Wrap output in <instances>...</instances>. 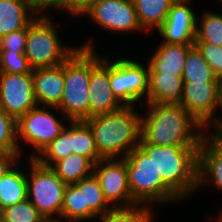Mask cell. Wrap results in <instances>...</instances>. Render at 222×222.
<instances>
[{
    "mask_svg": "<svg viewBox=\"0 0 222 222\" xmlns=\"http://www.w3.org/2000/svg\"><path fill=\"white\" fill-rule=\"evenodd\" d=\"M147 106L148 115L141 117L139 144L200 145L208 133L182 105L147 103Z\"/></svg>",
    "mask_w": 222,
    "mask_h": 222,
    "instance_id": "6da1fadb",
    "label": "cell"
},
{
    "mask_svg": "<svg viewBox=\"0 0 222 222\" xmlns=\"http://www.w3.org/2000/svg\"><path fill=\"white\" fill-rule=\"evenodd\" d=\"M141 115L133 106L89 117L96 148L103 159L125 158L141 140ZM124 153V154H123Z\"/></svg>",
    "mask_w": 222,
    "mask_h": 222,
    "instance_id": "7a4b0ae2",
    "label": "cell"
},
{
    "mask_svg": "<svg viewBox=\"0 0 222 222\" xmlns=\"http://www.w3.org/2000/svg\"><path fill=\"white\" fill-rule=\"evenodd\" d=\"M139 146L153 159L162 180L181 199L198 188L199 145Z\"/></svg>",
    "mask_w": 222,
    "mask_h": 222,
    "instance_id": "3957f363",
    "label": "cell"
},
{
    "mask_svg": "<svg viewBox=\"0 0 222 222\" xmlns=\"http://www.w3.org/2000/svg\"><path fill=\"white\" fill-rule=\"evenodd\" d=\"M91 49L78 48L64 62V92L56 109L68 121H85L89 118V79Z\"/></svg>",
    "mask_w": 222,
    "mask_h": 222,
    "instance_id": "277c9868",
    "label": "cell"
},
{
    "mask_svg": "<svg viewBox=\"0 0 222 222\" xmlns=\"http://www.w3.org/2000/svg\"><path fill=\"white\" fill-rule=\"evenodd\" d=\"M125 162L129 189L137 205L148 206L150 202L164 204L182 200L162 180L156 171L153 159L139 145L125 157Z\"/></svg>",
    "mask_w": 222,
    "mask_h": 222,
    "instance_id": "5b68a950",
    "label": "cell"
},
{
    "mask_svg": "<svg viewBox=\"0 0 222 222\" xmlns=\"http://www.w3.org/2000/svg\"><path fill=\"white\" fill-rule=\"evenodd\" d=\"M52 20L43 12L27 26L24 54L33 70L62 65L79 48L66 47L60 42Z\"/></svg>",
    "mask_w": 222,
    "mask_h": 222,
    "instance_id": "8992f818",
    "label": "cell"
},
{
    "mask_svg": "<svg viewBox=\"0 0 222 222\" xmlns=\"http://www.w3.org/2000/svg\"><path fill=\"white\" fill-rule=\"evenodd\" d=\"M27 175V198L48 222H60L66 184L50 168L31 158ZM53 215L55 217H53ZM60 218V220H59Z\"/></svg>",
    "mask_w": 222,
    "mask_h": 222,
    "instance_id": "52a82bcc",
    "label": "cell"
},
{
    "mask_svg": "<svg viewBox=\"0 0 222 222\" xmlns=\"http://www.w3.org/2000/svg\"><path fill=\"white\" fill-rule=\"evenodd\" d=\"M149 66L128 59L110 61V87L124 106H133L148 92Z\"/></svg>",
    "mask_w": 222,
    "mask_h": 222,
    "instance_id": "ba28073f",
    "label": "cell"
},
{
    "mask_svg": "<svg viewBox=\"0 0 222 222\" xmlns=\"http://www.w3.org/2000/svg\"><path fill=\"white\" fill-rule=\"evenodd\" d=\"M91 49V73L89 79V117L121 109L124 105L110 87V60L94 52L91 42L80 46Z\"/></svg>",
    "mask_w": 222,
    "mask_h": 222,
    "instance_id": "9c48e42d",
    "label": "cell"
},
{
    "mask_svg": "<svg viewBox=\"0 0 222 222\" xmlns=\"http://www.w3.org/2000/svg\"><path fill=\"white\" fill-rule=\"evenodd\" d=\"M93 174L100 183L105 200L112 208L137 205L129 189L125 158L102 159L94 165Z\"/></svg>",
    "mask_w": 222,
    "mask_h": 222,
    "instance_id": "30bf717a",
    "label": "cell"
},
{
    "mask_svg": "<svg viewBox=\"0 0 222 222\" xmlns=\"http://www.w3.org/2000/svg\"><path fill=\"white\" fill-rule=\"evenodd\" d=\"M44 108L37 105L17 120V138L29 142L38 154L66 127Z\"/></svg>",
    "mask_w": 222,
    "mask_h": 222,
    "instance_id": "8fae6325",
    "label": "cell"
},
{
    "mask_svg": "<svg viewBox=\"0 0 222 222\" xmlns=\"http://www.w3.org/2000/svg\"><path fill=\"white\" fill-rule=\"evenodd\" d=\"M82 14L113 32L142 31L133 0H97Z\"/></svg>",
    "mask_w": 222,
    "mask_h": 222,
    "instance_id": "7c38bea8",
    "label": "cell"
},
{
    "mask_svg": "<svg viewBox=\"0 0 222 222\" xmlns=\"http://www.w3.org/2000/svg\"><path fill=\"white\" fill-rule=\"evenodd\" d=\"M32 73H0V108L18 120L37 106Z\"/></svg>",
    "mask_w": 222,
    "mask_h": 222,
    "instance_id": "4fadbf2b",
    "label": "cell"
},
{
    "mask_svg": "<svg viewBox=\"0 0 222 222\" xmlns=\"http://www.w3.org/2000/svg\"><path fill=\"white\" fill-rule=\"evenodd\" d=\"M179 105H182L206 129L212 124V120L214 122L219 120L215 115L216 108L221 107L218 83H183Z\"/></svg>",
    "mask_w": 222,
    "mask_h": 222,
    "instance_id": "5bb4252c",
    "label": "cell"
},
{
    "mask_svg": "<svg viewBox=\"0 0 222 222\" xmlns=\"http://www.w3.org/2000/svg\"><path fill=\"white\" fill-rule=\"evenodd\" d=\"M188 0H176L163 25L157 30L168 44H194L196 13L187 6Z\"/></svg>",
    "mask_w": 222,
    "mask_h": 222,
    "instance_id": "9a60e30c",
    "label": "cell"
},
{
    "mask_svg": "<svg viewBox=\"0 0 222 222\" xmlns=\"http://www.w3.org/2000/svg\"><path fill=\"white\" fill-rule=\"evenodd\" d=\"M32 77L37 104L49 110L56 109L64 92V63L55 67L34 69Z\"/></svg>",
    "mask_w": 222,
    "mask_h": 222,
    "instance_id": "2e32d148",
    "label": "cell"
},
{
    "mask_svg": "<svg viewBox=\"0 0 222 222\" xmlns=\"http://www.w3.org/2000/svg\"><path fill=\"white\" fill-rule=\"evenodd\" d=\"M39 13L32 0H0V38L26 28Z\"/></svg>",
    "mask_w": 222,
    "mask_h": 222,
    "instance_id": "e0dca14e",
    "label": "cell"
},
{
    "mask_svg": "<svg viewBox=\"0 0 222 222\" xmlns=\"http://www.w3.org/2000/svg\"><path fill=\"white\" fill-rule=\"evenodd\" d=\"M193 45L162 42L148 61L149 73L183 76L186 56Z\"/></svg>",
    "mask_w": 222,
    "mask_h": 222,
    "instance_id": "ac0fdd59",
    "label": "cell"
},
{
    "mask_svg": "<svg viewBox=\"0 0 222 222\" xmlns=\"http://www.w3.org/2000/svg\"><path fill=\"white\" fill-rule=\"evenodd\" d=\"M182 76L149 73L147 103L180 104Z\"/></svg>",
    "mask_w": 222,
    "mask_h": 222,
    "instance_id": "d6986e66",
    "label": "cell"
},
{
    "mask_svg": "<svg viewBox=\"0 0 222 222\" xmlns=\"http://www.w3.org/2000/svg\"><path fill=\"white\" fill-rule=\"evenodd\" d=\"M222 191V151L204 137L198 153V187L210 182Z\"/></svg>",
    "mask_w": 222,
    "mask_h": 222,
    "instance_id": "ffe728a7",
    "label": "cell"
},
{
    "mask_svg": "<svg viewBox=\"0 0 222 222\" xmlns=\"http://www.w3.org/2000/svg\"><path fill=\"white\" fill-rule=\"evenodd\" d=\"M94 165L95 163L90 158L72 153L56 161L50 168L66 185H73L93 175Z\"/></svg>",
    "mask_w": 222,
    "mask_h": 222,
    "instance_id": "44dd1931",
    "label": "cell"
},
{
    "mask_svg": "<svg viewBox=\"0 0 222 222\" xmlns=\"http://www.w3.org/2000/svg\"><path fill=\"white\" fill-rule=\"evenodd\" d=\"M15 167L0 178V211L27 199V174Z\"/></svg>",
    "mask_w": 222,
    "mask_h": 222,
    "instance_id": "7402d4cb",
    "label": "cell"
},
{
    "mask_svg": "<svg viewBox=\"0 0 222 222\" xmlns=\"http://www.w3.org/2000/svg\"><path fill=\"white\" fill-rule=\"evenodd\" d=\"M176 0H133L137 18L144 30L156 27L158 30Z\"/></svg>",
    "mask_w": 222,
    "mask_h": 222,
    "instance_id": "603a6c76",
    "label": "cell"
},
{
    "mask_svg": "<svg viewBox=\"0 0 222 222\" xmlns=\"http://www.w3.org/2000/svg\"><path fill=\"white\" fill-rule=\"evenodd\" d=\"M183 69L184 83H217V76L195 45L188 50Z\"/></svg>",
    "mask_w": 222,
    "mask_h": 222,
    "instance_id": "cb8c5ba5",
    "label": "cell"
},
{
    "mask_svg": "<svg viewBox=\"0 0 222 222\" xmlns=\"http://www.w3.org/2000/svg\"><path fill=\"white\" fill-rule=\"evenodd\" d=\"M95 217L97 215L89 207H84L83 189H78L74 184L67 185L61 210L62 220L65 218L67 222H82Z\"/></svg>",
    "mask_w": 222,
    "mask_h": 222,
    "instance_id": "d4e9b609",
    "label": "cell"
},
{
    "mask_svg": "<svg viewBox=\"0 0 222 222\" xmlns=\"http://www.w3.org/2000/svg\"><path fill=\"white\" fill-rule=\"evenodd\" d=\"M72 153V121H69L67 129L65 127L51 143L42 149L40 154L33 153L30 158L35 159L43 166L51 167L52 163L54 164Z\"/></svg>",
    "mask_w": 222,
    "mask_h": 222,
    "instance_id": "484cf974",
    "label": "cell"
},
{
    "mask_svg": "<svg viewBox=\"0 0 222 222\" xmlns=\"http://www.w3.org/2000/svg\"><path fill=\"white\" fill-rule=\"evenodd\" d=\"M72 152L90 158L95 164L102 160L90 126L85 121H72Z\"/></svg>",
    "mask_w": 222,
    "mask_h": 222,
    "instance_id": "4316f807",
    "label": "cell"
},
{
    "mask_svg": "<svg viewBox=\"0 0 222 222\" xmlns=\"http://www.w3.org/2000/svg\"><path fill=\"white\" fill-rule=\"evenodd\" d=\"M194 43H207L222 46V15L206 11L203 13L200 24H196Z\"/></svg>",
    "mask_w": 222,
    "mask_h": 222,
    "instance_id": "83f0119b",
    "label": "cell"
},
{
    "mask_svg": "<svg viewBox=\"0 0 222 222\" xmlns=\"http://www.w3.org/2000/svg\"><path fill=\"white\" fill-rule=\"evenodd\" d=\"M74 185L78 189H83L84 207H89L97 216H102L112 209L105 200L100 183L94 174Z\"/></svg>",
    "mask_w": 222,
    "mask_h": 222,
    "instance_id": "f1b7e54d",
    "label": "cell"
},
{
    "mask_svg": "<svg viewBox=\"0 0 222 222\" xmlns=\"http://www.w3.org/2000/svg\"><path fill=\"white\" fill-rule=\"evenodd\" d=\"M0 222H48L37 208L25 199L0 211Z\"/></svg>",
    "mask_w": 222,
    "mask_h": 222,
    "instance_id": "f546056e",
    "label": "cell"
},
{
    "mask_svg": "<svg viewBox=\"0 0 222 222\" xmlns=\"http://www.w3.org/2000/svg\"><path fill=\"white\" fill-rule=\"evenodd\" d=\"M149 206L135 205L129 208H112L100 218L102 222H152Z\"/></svg>",
    "mask_w": 222,
    "mask_h": 222,
    "instance_id": "4dcf8cb0",
    "label": "cell"
},
{
    "mask_svg": "<svg viewBox=\"0 0 222 222\" xmlns=\"http://www.w3.org/2000/svg\"><path fill=\"white\" fill-rule=\"evenodd\" d=\"M17 138V120L0 108V146L7 153H20Z\"/></svg>",
    "mask_w": 222,
    "mask_h": 222,
    "instance_id": "1f68e13d",
    "label": "cell"
},
{
    "mask_svg": "<svg viewBox=\"0 0 222 222\" xmlns=\"http://www.w3.org/2000/svg\"><path fill=\"white\" fill-rule=\"evenodd\" d=\"M32 71L24 52L0 51V73L25 74Z\"/></svg>",
    "mask_w": 222,
    "mask_h": 222,
    "instance_id": "d6a6232c",
    "label": "cell"
},
{
    "mask_svg": "<svg viewBox=\"0 0 222 222\" xmlns=\"http://www.w3.org/2000/svg\"><path fill=\"white\" fill-rule=\"evenodd\" d=\"M217 77L222 75V46L194 43Z\"/></svg>",
    "mask_w": 222,
    "mask_h": 222,
    "instance_id": "836d02e7",
    "label": "cell"
},
{
    "mask_svg": "<svg viewBox=\"0 0 222 222\" xmlns=\"http://www.w3.org/2000/svg\"><path fill=\"white\" fill-rule=\"evenodd\" d=\"M27 42V27L13 31L0 38V51L24 52Z\"/></svg>",
    "mask_w": 222,
    "mask_h": 222,
    "instance_id": "e575fe53",
    "label": "cell"
},
{
    "mask_svg": "<svg viewBox=\"0 0 222 222\" xmlns=\"http://www.w3.org/2000/svg\"><path fill=\"white\" fill-rule=\"evenodd\" d=\"M97 0H62L56 7L66 10L72 16H81Z\"/></svg>",
    "mask_w": 222,
    "mask_h": 222,
    "instance_id": "d590c367",
    "label": "cell"
},
{
    "mask_svg": "<svg viewBox=\"0 0 222 222\" xmlns=\"http://www.w3.org/2000/svg\"><path fill=\"white\" fill-rule=\"evenodd\" d=\"M20 153H6L0 158V178L4 176L16 162H19Z\"/></svg>",
    "mask_w": 222,
    "mask_h": 222,
    "instance_id": "8d00e7d4",
    "label": "cell"
},
{
    "mask_svg": "<svg viewBox=\"0 0 222 222\" xmlns=\"http://www.w3.org/2000/svg\"><path fill=\"white\" fill-rule=\"evenodd\" d=\"M215 123V124H214ZM213 125L216 127L215 131L211 136H207L208 139L219 149L222 151V120L219 119L218 121L214 122ZM211 137V138H210Z\"/></svg>",
    "mask_w": 222,
    "mask_h": 222,
    "instance_id": "74e56055",
    "label": "cell"
},
{
    "mask_svg": "<svg viewBox=\"0 0 222 222\" xmlns=\"http://www.w3.org/2000/svg\"><path fill=\"white\" fill-rule=\"evenodd\" d=\"M62 0H32V2L43 12L49 9V7H54L61 2ZM45 9V10H44Z\"/></svg>",
    "mask_w": 222,
    "mask_h": 222,
    "instance_id": "f35d334b",
    "label": "cell"
},
{
    "mask_svg": "<svg viewBox=\"0 0 222 222\" xmlns=\"http://www.w3.org/2000/svg\"><path fill=\"white\" fill-rule=\"evenodd\" d=\"M217 83H218V97H219V103L222 108V75L220 77H217Z\"/></svg>",
    "mask_w": 222,
    "mask_h": 222,
    "instance_id": "ab89813d",
    "label": "cell"
},
{
    "mask_svg": "<svg viewBox=\"0 0 222 222\" xmlns=\"http://www.w3.org/2000/svg\"><path fill=\"white\" fill-rule=\"evenodd\" d=\"M7 152L0 146V158L3 157Z\"/></svg>",
    "mask_w": 222,
    "mask_h": 222,
    "instance_id": "60d3db41",
    "label": "cell"
}]
</instances>
